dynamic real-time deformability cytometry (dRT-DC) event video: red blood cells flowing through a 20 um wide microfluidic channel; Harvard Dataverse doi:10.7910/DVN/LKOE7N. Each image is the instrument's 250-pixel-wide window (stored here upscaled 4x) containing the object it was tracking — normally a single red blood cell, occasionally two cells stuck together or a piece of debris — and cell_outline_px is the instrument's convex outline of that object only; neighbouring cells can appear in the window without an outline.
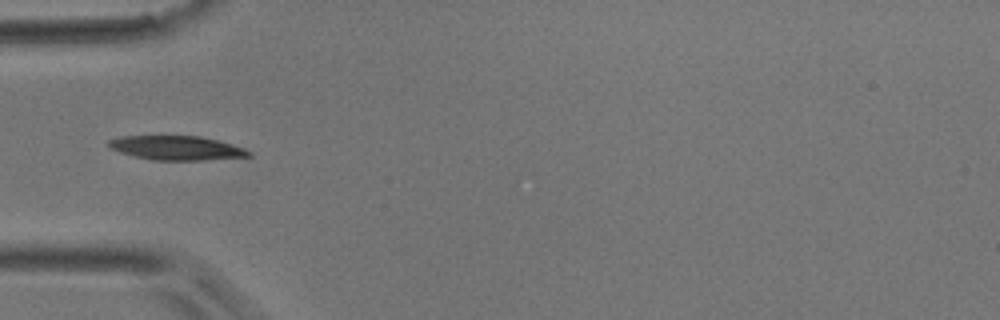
{"species": "common noctule bat (a hibernating species)", "species_latin": "Nyctalus noctula", "temperature_condition": "room temperature", "stored_images_in_passage": 2, "camera_frame_rate_fps": 3000, "um_per_image_px": 0.085, "animal": {"sex": "male", "body_mass_g": 17.9}, "frame": {"image": 1, "passage_image": 1, "time_ms": 0.0, "image_size_px": [1000, 320], "cell_outline_px": [[252, 156], [204, 160], [152, 160], [120, 152], [112, 148], [108, 144], [108, 140], [120, 136], [200, 136], [232, 144], [244, 148], [252, 152]], "centroid_in_image_um": [15.04, 12.57], "position_along_channel_um": 70.0, "area_um2": 19.59}}
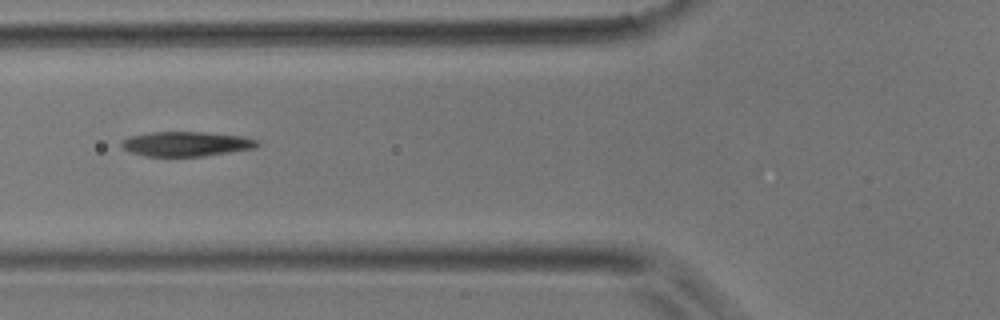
{"frame": {"image": 2, "passage_image": 2, "time_ms": 0.333, "image_size_px": [1000, 320], "cell_outline_px": [[260, 144], [256, 148], [204, 156], [144, 156], [132, 152], [124, 148], [120, 144], [120, 140], [128, 136], [152, 132], [204, 132], [244, 136], [260, 140]], "centroid_in_image_um": [15.86, 12.22], "position_along_channel_um": 109.9, "area_um2": 19.71}}